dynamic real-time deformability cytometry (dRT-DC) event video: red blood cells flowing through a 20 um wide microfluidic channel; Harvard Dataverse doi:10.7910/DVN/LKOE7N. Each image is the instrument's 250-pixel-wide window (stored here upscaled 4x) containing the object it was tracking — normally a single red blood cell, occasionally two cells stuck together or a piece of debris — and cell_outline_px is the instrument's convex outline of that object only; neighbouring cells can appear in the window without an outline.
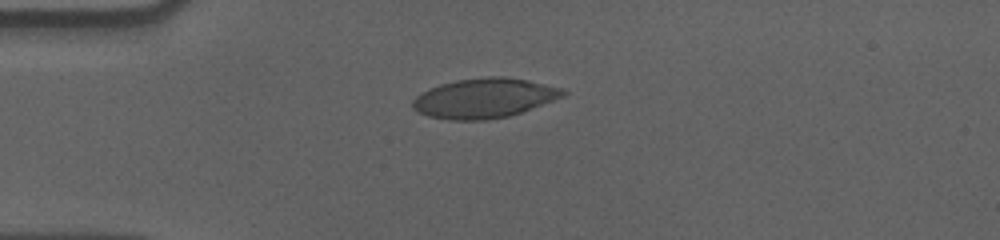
{"species": "human", "species_latin": "Homo sapiens", "temperature_condition": "cold", "stored_images_in_passage": 43, "camera_frame_rate_fps": 3000, "um_per_image_px": 0.085, "donor": {"sex": "male"}, "frame": {"image": 1, "passage_image": 1, "time_ms": 0.0, "image_size_px": [1000, 240], "cell_outline_px": [[568, 92], [564, 96], [520, 112], [508, 116], [488, 120], [448, 120], [428, 116], [412, 108], [412, 100], [416, 96], [440, 84], [456, 80], [488, 76], [504, 76], [528, 80], [564, 88]], "centroid_in_image_um": [41.17, 8.34], "position_along_channel_um": 43.8, "area_um2": 34.68}}
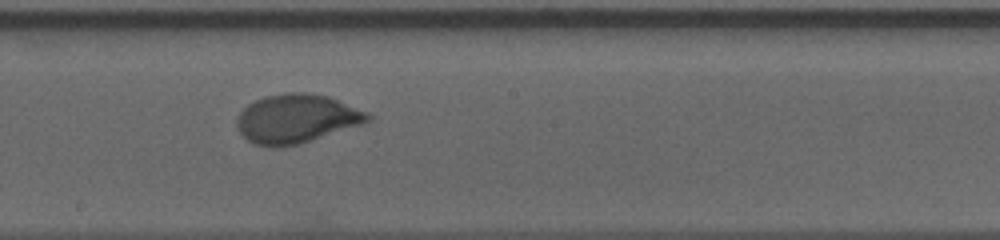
{"frame": {"image": 2, "passage_image": 18, "time_ms": 5.667, "image_size_px": [1000, 240], "cell_outline_px": [[372, 120], [360, 124], [296, 144], [276, 148], [272, 148], [256, 144], [248, 140], [236, 128], [236, 120], [240, 112], [248, 104], [264, 96], [288, 92], [304, 92], [328, 96], [368, 112], [372, 116]], "centroid_in_image_um": [25.16, 10.07], "position_along_channel_um": 223.0, "area_um2": 36.88}}
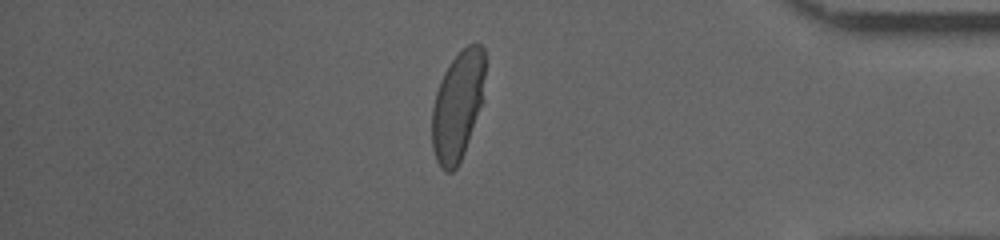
{"frame": {"image": 3, "passage_image": 35, "time_ms": 11.333, "image_size_px": [1000, 240], "cell_outline_px": [[484, 100], [464, 152], [456, 168], [452, 172], [444, 172], [440, 168], [436, 160], [432, 148], [432, 108], [436, 92], [440, 80], [444, 72], [452, 60], [468, 44], [480, 44], [484, 48]], "centroid_in_image_um": [38.9, 9.01], "position_along_channel_um": 396.3, "area_um2": 33.87}, "authors_computed_cell_mechanics": {"area_um2": 35.3158, "velocity_mm_per_s": 3.5693, "shape_relaxation_time_tau1_ms": 3.8559, "shape_relaxation_time_tau2_ms": null, "deformation_change_tau1": 0.1613, "deformation_change_tau2": null}}